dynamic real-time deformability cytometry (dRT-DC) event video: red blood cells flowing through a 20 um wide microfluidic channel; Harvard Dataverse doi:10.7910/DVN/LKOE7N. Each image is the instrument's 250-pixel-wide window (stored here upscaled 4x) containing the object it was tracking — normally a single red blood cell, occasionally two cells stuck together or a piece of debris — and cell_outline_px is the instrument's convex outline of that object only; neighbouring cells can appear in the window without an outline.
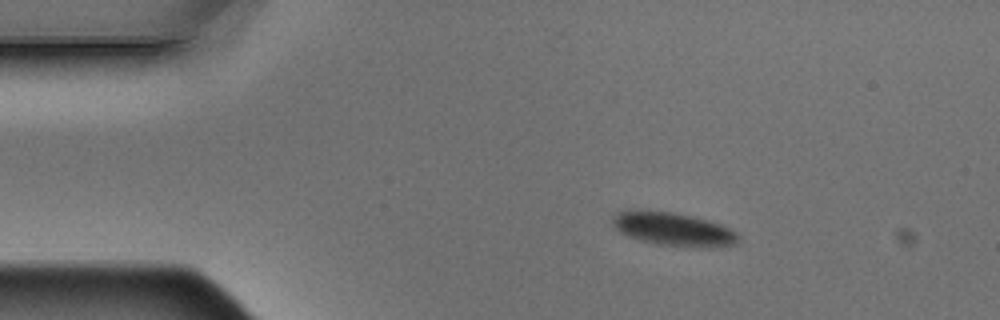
{"species": "Egyptian fruit bat (a non-hibernating species)", "species_latin": "Rousettus aegyptiacus", "temperature_condition": "warm", "stored_images_in_passage": 3, "camera_frame_rate_fps": 3000, "um_per_image_px": 0.085, "animal": {"sex": "male"}, "frame": {"image": 1, "passage_image": 1, "time_ms": 0.0, "image_size_px": [1000, 320], "cell_outline_px": [[740, 240], [736, 244], [716, 248], [704, 248], [656, 244], [628, 236], [620, 232], [612, 224], [612, 216], [620, 212], [640, 208], [672, 212], [692, 216], [720, 224], [736, 232], [740, 236]], "centroid_in_image_um": [57.25, 19.47], "position_along_channel_um": 27.8, "area_um2": 24.8}}